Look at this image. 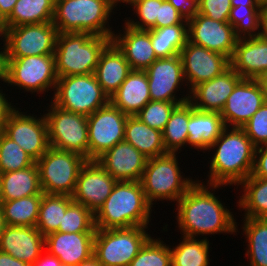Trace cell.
Listing matches in <instances>:
<instances>
[{"instance_id": "c3c4849f", "label": "cell", "mask_w": 267, "mask_h": 266, "mask_svg": "<svg viewBox=\"0 0 267 266\" xmlns=\"http://www.w3.org/2000/svg\"><path fill=\"white\" fill-rule=\"evenodd\" d=\"M251 176L267 179V144L256 147Z\"/></svg>"}, {"instance_id": "f6af8a7d", "label": "cell", "mask_w": 267, "mask_h": 266, "mask_svg": "<svg viewBox=\"0 0 267 266\" xmlns=\"http://www.w3.org/2000/svg\"><path fill=\"white\" fill-rule=\"evenodd\" d=\"M241 128L256 147L267 144V103Z\"/></svg>"}, {"instance_id": "4316f807", "label": "cell", "mask_w": 267, "mask_h": 266, "mask_svg": "<svg viewBox=\"0 0 267 266\" xmlns=\"http://www.w3.org/2000/svg\"><path fill=\"white\" fill-rule=\"evenodd\" d=\"M131 71L123 53L111 41L102 51L94 74L101 88L110 98Z\"/></svg>"}, {"instance_id": "9f6ffc18", "label": "cell", "mask_w": 267, "mask_h": 266, "mask_svg": "<svg viewBox=\"0 0 267 266\" xmlns=\"http://www.w3.org/2000/svg\"><path fill=\"white\" fill-rule=\"evenodd\" d=\"M232 7L238 6H263L262 0H230Z\"/></svg>"}, {"instance_id": "44dd1931", "label": "cell", "mask_w": 267, "mask_h": 266, "mask_svg": "<svg viewBox=\"0 0 267 266\" xmlns=\"http://www.w3.org/2000/svg\"><path fill=\"white\" fill-rule=\"evenodd\" d=\"M242 77L230 66L222 74L190 90L189 102L196 110L221 113L227 98Z\"/></svg>"}, {"instance_id": "d6986e66", "label": "cell", "mask_w": 267, "mask_h": 266, "mask_svg": "<svg viewBox=\"0 0 267 266\" xmlns=\"http://www.w3.org/2000/svg\"><path fill=\"white\" fill-rule=\"evenodd\" d=\"M265 103L262 90L256 79L242 78L220 113L226 127L241 128Z\"/></svg>"}, {"instance_id": "2e32d148", "label": "cell", "mask_w": 267, "mask_h": 266, "mask_svg": "<svg viewBox=\"0 0 267 266\" xmlns=\"http://www.w3.org/2000/svg\"><path fill=\"white\" fill-rule=\"evenodd\" d=\"M180 57L189 94L194 86L213 79L231 66L228 57L189 41L180 51Z\"/></svg>"}, {"instance_id": "4dcf8cb0", "label": "cell", "mask_w": 267, "mask_h": 266, "mask_svg": "<svg viewBox=\"0 0 267 266\" xmlns=\"http://www.w3.org/2000/svg\"><path fill=\"white\" fill-rule=\"evenodd\" d=\"M55 0H17L11 14L1 23L6 28L53 21Z\"/></svg>"}, {"instance_id": "7c38bea8", "label": "cell", "mask_w": 267, "mask_h": 266, "mask_svg": "<svg viewBox=\"0 0 267 266\" xmlns=\"http://www.w3.org/2000/svg\"><path fill=\"white\" fill-rule=\"evenodd\" d=\"M2 35L7 58H22L54 54L58 30L52 22H48L6 28Z\"/></svg>"}, {"instance_id": "be15d7a7", "label": "cell", "mask_w": 267, "mask_h": 266, "mask_svg": "<svg viewBox=\"0 0 267 266\" xmlns=\"http://www.w3.org/2000/svg\"><path fill=\"white\" fill-rule=\"evenodd\" d=\"M264 10H267V0L263 2Z\"/></svg>"}, {"instance_id": "ac0fdd59", "label": "cell", "mask_w": 267, "mask_h": 266, "mask_svg": "<svg viewBox=\"0 0 267 266\" xmlns=\"http://www.w3.org/2000/svg\"><path fill=\"white\" fill-rule=\"evenodd\" d=\"M238 38L229 22H219L197 13L188 21V41L220 53L230 60Z\"/></svg>"}, {"instance_id": "7bdbcfd3", "label": "cell", "mask_w": 267, "mask_h": 266, "mask_svg": "<svg viewBox=\"0 0 267 266\" xmlns=\"http://www.w3.org/2000/svg\"><path fill=\"white\" fill-rule=\"evenodd\" d=\"M185 102L149 101L136 116L151 128L163 131L174 108Z\"/></svg>"}, {"instance_id": "603a6c76", "label": "cell", "mask_w": 267, "mask_h": 266, "mask_svg": "<svg viewBox=\"0 0 267 266\" xmlns=\"http://www.w3.org/2000/svg\"><path fill=\"white\" fill-rule=\"evenodd\" d=\"M0 251L32 266L45 252V237L36 227L6 225L0 236Z\"/></svg>"}, {"instance_id": "816d5d0a", "label": "cell", "mask_w": 267, "mask_h": 266, "mask_svg": "<svg viewBox=\"0 0 267 266\" xmlns=\"http://www.w3.org/2000/svg\"><path fill=\"white\" fill-rule=\"evenodd\" d=\"M0 266H31L29 263L14 258L8 253L0 251Z\"/></svg>"}, {"instance_id": "e575fe53", "label": "cell", "mask_w": 267, "mask_h": 266, "mask_svg": "<svg viewBox=\"0 0 267 266\" xmlns=\"http://www.w3.org/2000/svg\"><path fill=\"white\" fill-rule=\"evenodd\" d=\"M242 230L247 239L246 256L250 266H267V218H244Z\"/></svg>"}, {"instance_id": "3957f363", "label": "cell", "mask_w": 267, "mask_h": 266, "mask_svg": "<svg viewBox=\"0 0 267 266\" xmlns=\"http://www.w3.org/2000/svg\"><path fill=\"white\" fill-rule=\"evenodd\" d=\"M140 181H117L95 214L96 229H119L149 224L152 208Z\"/></svg>"}, {"instance_id": "ab89813d", "label": "cell", "mask_w": 267, "mask_h": 266, "mask_svg": "<svg viewBox=\"0 0 267 266\" xmlns=\"http://www.w3.org/2000/svg\"><path fill=\"white\" fill-rule=\"evenodd\" d=\"M35 163L15 141L0 131V173L21 170Z\"/></svg>"}, {"instance_id": "6125c7cd", "label": "cell", "mask_w": 267, "mask_h": 266, "mask_svg": "<svg viewBox=\"0 0 267 266\" xmlns=\"http://www.w3.org/2000/svg\"><path fill=\"white\" fill-rule=\"evenodd\" d=\"M5 226H6V224H5L4 217H3V214H2V210H1V207H0V236L3 233V230H4Z\"/></svg>"}, {"instance_id": "d4e9b609", "label": "cell", "mask_w": 267, "mask_h": 266, "mask_svg": "<svg viewBox=\"0 0 267 266\" xmlns=\"http://www.w3.org/2000/svg\"><path fill=\"white\" fill-rule=\"evenodd\" d=\"M231 67L244 79H257L267 72V41L261 36L237 40Z\"/></svg>"}, {"instance_id": "52a82bcc", "label": "cell", "mask_w": 267, "mask_h": 266, "mask_svg": "<svg viewBox=\"0 0 267 266\" xmlns=\"http://www.w3.org/2000/svg\"><path fill=\"white\" fill-rule=\"evenodd\" d=\"M147 228L96 229L93 256L103 266H129L151 237Z\"/></svg>"}, {"instance_id": "d590c367", "label": "cell", "mask_w": 267, "mask_h": 266, "mask_svg": "<svg viewBox=\"0 0 267 266\" xmlns=\"http://www.w3.org/2000/svg\"><path fill=\"white\" fill-rule=\"evenodd\" d=\"M190 102L177 105L171 112L168 122L162 131L163 143L168 153H177L187 146ZM186 145V146H184Z\"/></svg>"}, {"instance_id": "484cf974", "label": "cell", "mask_w": 267, "mask_h": 266, "mask_svg": "<svg viewBox=\"0 0 267 266\" xmlns=\"http://www.w3.org/2000/svg\"><path fill=\"white\" fill-rule=\"evenodd\" d=\"M149 101L151 97L145 70H132L110 97V102L129 116H135Z\"/></svg>"}, {"instance_id": "9c48e42d", "label": "cell", "mask_w": 267, "mask_h": 266, "mask_svg": "<svg viewBox=\"0 0 267 266\" xmlns=\"http://www.w3.org/2000/svg\"><path fill=\"white\" fill-rule=\"evenodd\" d=\"M87 159L80 154L49 148L36 161L43 193L72 196Z\"/></svg>"}, {"instance_id": "60d3db41", "label": "cell", "mask_w": 267, "mask_h": 266, "mask_svg": "<svg viewBox=\"0 0 267 266\" xmlns=\"http://www.w3.org/2000/svg\"><path fill=\"white\" fill-rule=\"evenodd\" d=\"M58 232H96L95 215L84 205L73 201L65 211Z\"/></svg>"}, {"instance_id": "f5cc1de1", "label": "cell", "mask_w": 267, "mask_h": 266, "mask_svg": "<svg viewBox=\"0 0 267 266\" xmlns=\"http://www.w3.org/2000/svg\"><path fill=\"white\" fill-rule=\"evenodd\" d=\"M32 266H62L57 257L49 255L46 251Z\"/></svg>"}, {"instance_id": "7a4b0ae2", "label": "cell", "mask_w": 267, "mask_h": 266, "mask_svg": "<svg viewBox=\"0 0 267 266\" xmlns=\"http://www.w3.org/2000/svg\"><path fill=\"white\" fill-rule=\"evenodd\" d=\"M211 149L214 153L206 185L238 186L251 175L256 146L242 128L226 127Z\"/></svg>"}, {"instance_id": "836d02e7", "label": "cell", "mask_w": 267, "mask_h": 266, "mask_svg": "<svg viewBox=\"0 0 267 266\" xmlns=\"http://www.w3.org/2000/svg\"><path fill=\"white\" fill-rule=\"evenodd\" d=\"M149 30L151 44L157 58L180 55V51L188 41V24H177Z\"/></svg>"}, {"instance_id": "8d00e7d4", "label": "cell", "mask_w": 267, "mask_h": 266, "mask_svg": "<svg viewBox=\"0 0 267 266\" xmlns=\"http://www.w3.org/2000/svg\"><path fill=\"white\" fill-rule=\"evenodd\" d=\"M72 202L68 195L43 193L36 228L44 237L59 230L65 211Z\"/></svg>"}, {"instance_id": "ba28073f", "label": "cell", "mask_w": 267, "mask_h": 266, "mask_svg": "<svg viewBox=\"0 0 267 266\" xmlns=\"http://www.w3.org/2000/svg\"><path fill=\"white\" fill-rule=\"evenodd\" d=\"M51 102L56 106L89 116L110 102L94 73L58 77Z\"/></svg>"}, {"instance_id": "8992f818", "label": "cell", "mask_w": 267, "mask_h": 266, "mask_svg": "<svg viewBox=\"0 0 267 266\" xmlns=\"http://www.w3.org/2000/svg\"><path fill=\"white\" fill-rule=\"evenodd\" d=\"M177 154L167 153L147 160L140 182L151 206L157 200L177 202L196 182L181 175Z\"/></svg>"}, {"instance_id": "30bf717a", "label": "cell", "mask_w": 267, "mask_h": 266, "mask_svg": "<svg viewBox=\"0 0 267 266\" xmlns=\"http://www.w3.org/2000/svg\"><path fill=\"white\" fill-rule=\"evenodd\" d=\"M43 113L51 148L80 154L88 160L87 116L64 110L51 102Z\"/></svg>"}, {"instance_id": "ffe728a7", "label": "cell", "mask_w": 267, "mask_h": 266, "mask_svg": "<svg viewBox=\"0 0 267 266\" xmlns=\"http://www.w3.org/2000/svg\"><path fill=\"white\" fill-rule=\"evenodd\" d=\"M94 238L95 232H52L45 236V251L62 266H76L93 256Z\"/></svg>"}, {"instance_id": "94428289", "label": "cell", "mask_w": 267, "mask_h": 266, "mask_svg": "<svg viewBox=\"0 0 267 266\" xmlns=\"http://www.w3.org/2000/svg\"><path fill=\"white\" fill-rule=\"evenodd\" d=\"M143 1V0H114V8L116 9L119 3H126V5L134 6L138 2Z\"/></svg>"}, {"instance_id": "ee69618b", "label": "cell", "mask_w": 267, "mask_h": 266, "mask_svg": "<svg viewBox=\"0 0 267 266\" xmlns=\"http://www.w3.org/2000/svg\"><path fill=\"white\" fill-rule=\"evenodd\" d=\"M163 1L164 0H143L138 2L132 8L140 21L129 18L125 20V24L138 30H149L156 23V19H159V5H161Z\"/></svg>"}, {"instance_id": "11a10c76", "label": "cell", "mask_w": 267, "mask_h": 266, "mask_svg": "<svg viewBox=\"0 0 267 266\" xmlns=\"http://www.w3.org/2000/svg\"><path fill=\"white\" fill-rule=\"evenodd\" d=\"M0 39L3 40L2 42H4L3 47L1 48L2 51H0V80L3 81V83H5L6 66H7L6 43H5L3 35Z\"/></svg>"}, {"instance_id": "6f0895ef", "label": "cell", "mask_w": 267, "mask_h": 266, "mask_svg": "<svg viewBox=\"0 0 267 266\" xmlns=\"http://www.w3.org/2000/svg\"><path fill=\"white\" fill-rule=\"evenodd\" d=\"M256 81L259 83L265 103H267V72L259 76Z\"/></svg>"}, {"instance_id": "1f68e13d", "label": "cell", "mask_w": 267, "mask_h": 266, "mask_svg": "<svg viewBox=\"0 0 267 266\" xmlns=\"http://www.w3.org/2000/svg\"><path fill=\"white\" fill-rule=\"evenodd\" d=\"M240 185L244 193L237 203L245 211L244 218H267V179L249 175Z\"/></svg>"}, {"instance_id": "5b68a950", "label": "cell", "mask_w": 267, "mask_h": 266, "mask_svg": "<svg viewBox=\"0 0 267 266\" xmlns=\"http://www.w3.org/2000/svg\"><path fill=\"white\" fill-rule=\"evenodd\" d=\"M110 42V37L90 33H58L54 52L57 76L95 73L99 57Z\"/></svg>"}, {"instance_id": "91938a15", "label": "cell", "mask_w": 267, "mask_h": 266, "mask_svg": "<svg viewBox=\"0 0 267 266\" xmlns=\"http://www.w3.org/2000/svg\"><path fill=\"white\" fill-rule=\"evenodd\" d=\"M76 266H103L94 256Z\"/></svg>"}, {"instance_id": "f1b7e54d", "label": "cell", "mask_w": 267, "mask_h": 266, "mask_svg": "<svg viewBox=\"0 0 267 266\" xmlns=\"http://www.w3.org/2000/svg\"><path fill=\"white\" fill-rule=\"evenodd\" d=\"M43 195L37 164L27 168L0 173V201Z\"/></svg>"}, {"instance_id": "cb8c5ba5", "label": "cell", "mask_w": 267, "mask_h": 266, "mask_svg": "<svg viewBox=\"0 0 267 266\" xmlns=\"http://www.w3.org/2000/svg\"><path fill=\"white\" fill-rule=\"evenodd\" d=\"M123 27L124 33L114 32L111 41L123 53L132 70H146L158 59L151 44L150 30H138L126 24Z\"/></svg>"}, {"instance_id": "5bb4252c", "label": "cell", "mask_w": 267, "mask_h": 266, "mask_svg": "<svg viewBox=\"0 0 267 266\" xmlns=\"http://www.w3.org/2000/svg\"><path fill=\"white\" fill-rule=\"evenodd\" d=\"M19 110L17 108L10 115L2 132L38 161L50 148L45 116L43 114L37 118L36 115Z\"/></svg>"}, {"instance_id": "681fc988", "label": "cell", "mask_w": 267, "mask_h": 266, "mask_svg": "<svg viewBox=\"0 0 267 266\" xmlns=\"http://www.w3.org/2000/svg\"><path fill=\"white\" fill-rule=\"evenodd\" d=\"M185 20H191L198 13V0H168Z\"/></svg>"}, {"instance_id": "db71d44e", "label": "cell", "mask_w": 267, "mask_h": 266, "mask_svg": "<svg viewBox=\"0 0 267 266\" xmlns=\"http://www.w3.org/2000/svg\"><path fill=\"white\" fill-rule=\"evenodd\" d=\"M17 0H0V24L11 14Z\"/></svg>"}, {"instance_id": "d6a6232c", "label": "cell", "mask_w": 267, "mask_h": 266, "mask_svg": "<svg viewBox=\"0 0 267 266\" xmlns=\"http://www.w3.org/2000/svg\"><path fill=\"white\" fill-rule=\"evenodd\" d=\"M43 195H32L10 201H0L6 225L36 227Z\"/></svg>"}, {"instance_id": "7402d4cb", "label": "cell", "mask_w": 267, "mask_h": 266, "mask_svg": "<svg viewBox=\"0 0 267 266\" xmlns=\"http://www.w3.org/2000/svg\"><path fill=\"white\" fill-rule=\"evenodd\" d=\"M147 160L126 141L117 143L96 159L116 181H140Z\"/></svg>"}, {"instance_id": "e0dca14e", "label": "cell", "mask_w": 267, "mask_h": 266, "mask_svg": "<svg viewBox=\"0 0 267 266\" xmlns=\"http://www.w3.org/2000/svg\"><path fill=\"white\" fill-rule=\"evenodd\" d=\"M116 182L96 160H87L80 169L71 197L95 215L111 194Z\"/></svg>"}, {"instance_id": "277c9868", "label": "cell", "mask_w": 267, "mask_h": 266, "mask_svg": "<svg viewBox=\"0 0 267 266\" xmlns=\"http://www.w3.org/2000/svg\"><path fill=\"white\" fill-rule=\"evenodd\" d=\"M113 9L114 0H55L52 23L58 33L81 32L112 38L114 31L108 21Z\"/></svg>"}, {"instance_id": "9a60e30c", "label": "cell", "mask_w": 267, "mask_h": 266, "mask_svg": "<svg viewBox=\"0 0 267 266\" xmlns=\"http://www.w3.org/2000/svg\"><path fill=\"white\" fill-rule=\"evenodd\" d=\"M145 71L149 82L151 101H189L190 94L186 93V96L182 95L181 98L175 94L182 85L186 86L180 55L158 58Z\"/></svg>"}, {"instance_id": "83f0119b", "label": "cell", "mask_w": 267, "mask_h": 266, "mask_svg": "<svg viewBox=\"0 0 267 266\" xmlns=\"http://www.w3.org/2000/svg\"><path fill=\"white\" fill-rule=\"evenodd\" d=\"M187 127V145L203 152L208 150L226 128L220 113L196 110L191 103Z\"/></svg>"}, {"instance_id": "bcb514c9", "label": "cell", "mask_w": 267, "mask_h": 266, "mask_svg": "<svg viewBox=\"0 0 267 266\" xmlns=\"http://www.w3.org/2000/svg\"><path fill=\"white\" fill-rule=\"evenodd\" d=\"M230 0H198V13L219 22H228Z\"/></svg>"}, {"instance_id": "6da1fadb", "label": "cell", "mask_w": 267, "mask_h": 266, "mask_svg": "<svg viewBox=\"0 0 267 266\" xmlns=\"http://www.w3.org/2000/svg\"><path fill=\"white\" fill-rule=\"evenodd\" d=\"M220 187L221 185L206 186L196 179V182L176 202L175 209L178 210L176 219L183 236L198 238V235L238 232L232 212L215 195V189Z\"/></svg>"}, {"instance_id": "f907efd6", "label": "cell", "mask_w": 267, "mask_h": 266, "mask_svg": "<svg viewBox=\"0 0 267 266\" xmlns=\"http://www.w3.org/2000/svg\"><path fill=\"white\" fill-rule=\"evenodd\" d=\"M6 94L0 90V131L3 130L4 125L9 120L10 115L17 109L13 105H11L10 101H8Z\"/></svg>"}, {"instance_id": "74e56055", "label": "cell", "mask_w": 267, "mask_h": 266, "mask_svg": "<svg viewBox=\"0 0 267 266\" xmlns=\"http://www.w3.org/2000/svg\"><path fill=\"white\" fill-rule=\"evenodd\" d=\"M182 241L171 248L172 266H209V241L182 236Z\"/></svg>"}, {"instance_id": "4fadbf2b", "label": "cell", "mask_w": 267, "mask_h": 266, "mask_svg": "<svg viewBox=\"0 0 267 266\" xmlns=\"http://www.w3.org/2000/svg\"><path fill=\"white\" fill-rule=\"evenodd\" d=\"M128 116L111 102L87 116L88 160H96L117 143L124 141Z\"/></svg>"}, {"instance_id": "e7e4bbea", "label": "cell", "mask_w": 267, "mask_h": 266, "mask_svg": "<svg viewBox=\"0 0 267 266\" xmlns=\"http://www.w3.org/2000/svg\"><path fill=\"white\" fill-rule=\"evenodd\" d=\"M2 36V29H1V24H0V37Z\"/></svg>"}, {"instance_id": "b9f144b4", "label": "cell", "mask_w": 267, "mask_h": 266, "mask_svg": "<svg viewBox=\"0 0 267 266\" xmlns=\"http://www.w3.org/2000/svg\"><path fill=\"white\" fill-rule=\"evenodd\" d=\"M129 266H172L170 247L160 238L150 237Z\"/></svg>"}, {"instance_id": "8fae6325", "label": "cell", "mask_w": 267, "mask_h": 266, "mask_svg": "<svg viewBox=\"0 0 267 266\" xmlns=\"http://www.w3.org/2000/svg\"><path fill=\"white\" fill-rule=\"evenodd\" d=\"M58 76L54 54L7 58V86H17L32 93H45L55 90Z\"/></svg>"}, {"instance_id": "f546056e", "label": "cell", "mask_w": 267, "mask_h": 266, "mask_svg": "<svg viewBox=\"0 0 267 266\" xmlns=\"http://www.w3.org/2000/svg\"><path fill=\"white\" fill-rule=\"evenodd\" d=\"M124 141L130 143L148 159L168 153L163 143L162 131L146 125L136 115L128 116L126 120Z\"/></svg>"}, {"instance_id": "7dc6e473", "label": "cell", "mask_w": 267, "mask_h": 266, "mask_svg": "<svg viewBox=\"0 0 267 266\" xmlns=\"http://www.w3.org/2000/svg\"><path fill=\"white\" fill-rule=\"evenodd\" d=\"M188 24L180 15L177 9H175L168 0H164L159 5V19H156V23L150 29H159L166 26Z\"/></svg>"}, {"instance_id": "680465c9", "label": "cell", "mask_w": 267, "mask_h": 266, "mask_svg": "<svg viewBox=\"0 0 267 266\" xmlns=\"http://www.w3.org/2000/svg\"><path fill=\"white\" fill-rule=\"evenodd\" d=\"M260 36L267 41V10L263 11L261 19V33Z\"/></svg>"}, {"instance_id": "f35d334b", "label": "cell", "mask_w": 267, "mask_h": 266, "mask_svg": "<svg viewBox=\"0 0 267 266\" xmlns=\"http://www.w3.org/2000/svg\"><path fill=\"white\" fill-rule=\"evenodd\" d=\"M263 11L264 6L232 7L228 22L238 39L260 36Z\"/></svg>"}]
</instances>
